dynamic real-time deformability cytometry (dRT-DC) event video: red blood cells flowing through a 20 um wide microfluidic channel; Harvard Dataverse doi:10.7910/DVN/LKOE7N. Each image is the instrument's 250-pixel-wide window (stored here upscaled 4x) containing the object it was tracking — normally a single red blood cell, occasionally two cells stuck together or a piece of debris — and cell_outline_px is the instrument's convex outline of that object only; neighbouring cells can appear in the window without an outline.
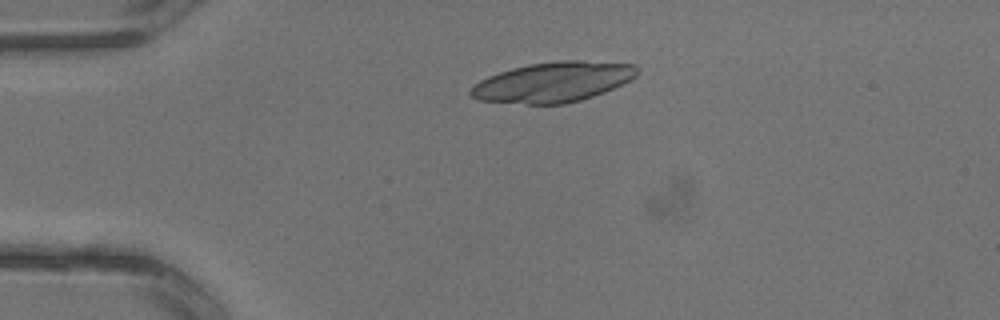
{"species": "common noctule bat (a hibernating species)", "species_latin": "Nyctalus noctula", "temperature_condition": "warm", "stored_images_in_passage": 1, "camera_frame_rate_fps": 3000, "um_per_image_px": 0.085, "animal": {"sex": "male", "body_mass_g": 13.3}, "frame": {"image": 1, "passage_image": 1, "time_ms": 0.0, "image_size_px": [1000, 320], "cell_outline_px": [[640, 72], [636, 76], [604, 92], [580, 100], [564, 104], [528, 104], [476, 100], [468, 92], [480, 80], [488, 76], [512, 68], [528, 64], [560, 60], [584, 60], [636, 64], [640, 68]], "centroid_in_image_um": [47.03, 6.96], "position_along_channel_um": 38.0, "area_um2": 38.9}}